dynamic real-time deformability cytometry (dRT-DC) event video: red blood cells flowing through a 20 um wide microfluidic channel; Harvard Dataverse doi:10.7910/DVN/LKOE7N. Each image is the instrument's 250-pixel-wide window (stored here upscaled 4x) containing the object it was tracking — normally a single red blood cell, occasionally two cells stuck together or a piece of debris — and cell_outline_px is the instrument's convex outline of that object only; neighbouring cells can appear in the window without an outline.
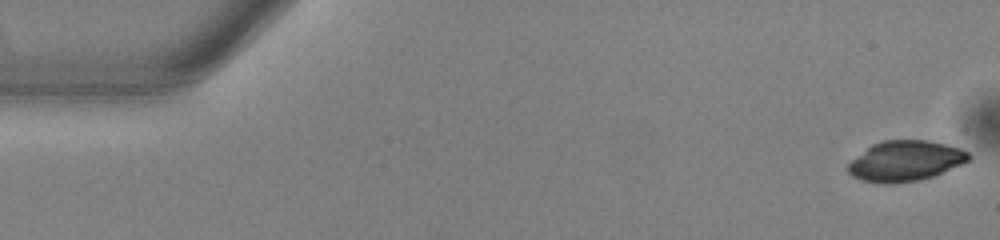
{"species": "common noctule bat (a hibernating species)", "species_latin": "Nyctalus noctula", "temperature_condition": "warm", "stored_images_in_passage": 53, "camera_frame_rate_fps": 3000, "um_per_image_px": 0.085, "animal": {"sex": "male", "body_mass_g": 13.0, "forearm_length_mm": 53.1}, "frame": {"image": 1, "passage_image": 1, "time_ms": 0.0, "image_size_px": [1000, 240], "cell_outline_px": [[972, 156], [968, 160], [960, 164], [932, 176], [920, 180], [892, 184], [884, 184], [860, 180], [852, 176], [848, 172], [848, 164], [852, 160], [872, 144], [884, 140], [928, 140], [960, 148], [968, 152]], "centroid_in_image_um": [76.93, 13.68], "position_along_channel_um": 8.1, "area_um2": 28.21}}
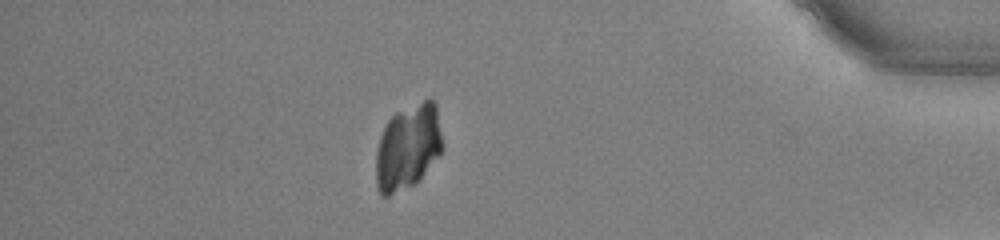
{"frame": {"image": 2, "passage_image": 46, "time_ms": 15.0, "image_size_px": [1000, 240], "cell_outline_px": [[444, 148], [440, 156], [412, 184], [388, 196], [380, 196], [376, 184], [376, 152], [380, 136], [388, 120], [396, 112], [428, 96], [432, 96], [436, 100], [444, 144]], "centroid_in_image_um": [34.71, 12.41], "position_along_channel_um": 400.5, "area_um2": 33.58}}